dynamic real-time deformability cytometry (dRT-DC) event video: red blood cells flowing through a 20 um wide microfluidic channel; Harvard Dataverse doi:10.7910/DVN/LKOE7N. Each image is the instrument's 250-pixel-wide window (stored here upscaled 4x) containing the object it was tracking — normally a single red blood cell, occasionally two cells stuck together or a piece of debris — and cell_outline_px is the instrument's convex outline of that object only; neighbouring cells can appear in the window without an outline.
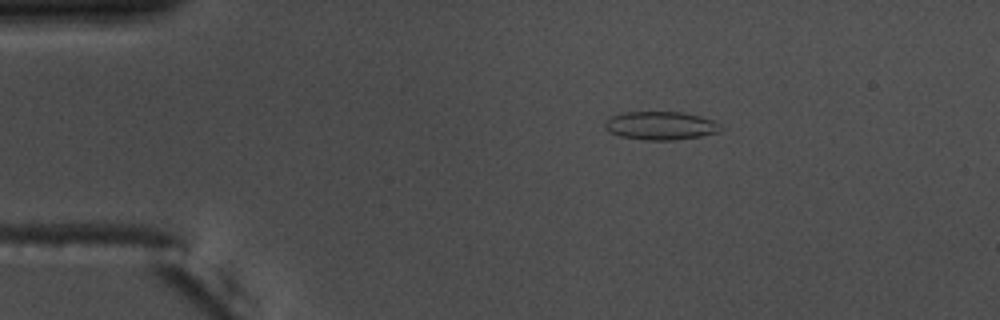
{"species": "common noctule bat (a hibernating species)", "species_latin": "Nyctalus noctula", "temperature_condition": "warm", "stored_images_in_passage": 54, "camera_frame_rate_fps": 3000, "um_per_image_px": 0.085, "animal": {"sex": "male", "body_mass_g": 17.5, "forearm_length_mm": 52.3}, "frame": {"image": 1, "passage_image": 9, "time_ms": 2.667, "image_size_px": [1000, 320], "cell_outline_px": [[720, 128], [716, 132], [700, 136], [672, 140], [644, 140], [620, 136], [604, 128], [604, 120], [612, 116], [624, 112], [680, 112], [700, 116], [712, 120]], "centroid_in_image_um": [56.07, 10.67], "position_along_channel_um": 28.9, "area_um2": 18.79}}
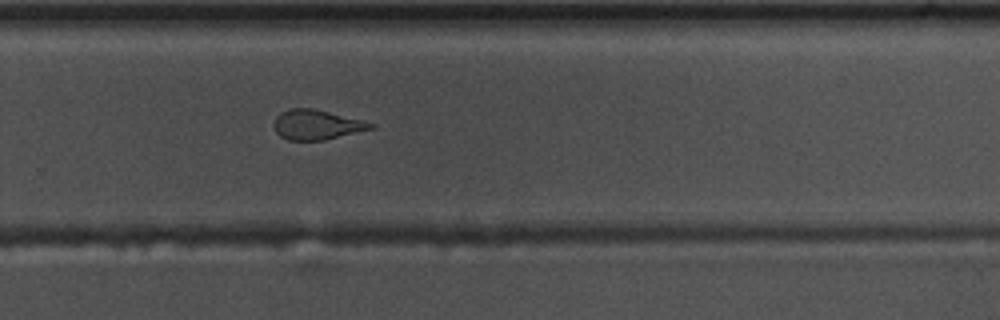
{"frame": {"image": 2, "passage_image": 36, "time_ms": 11.667, "image_size_px": [1000, 320], "cell_outline_px": [[376, 128], [324, 140], [288, 140], [280, 136], [276, 132], [276, 116], [280, 112], [292, 108], [312, 108], [364, 120], [376, 124]], "centroid_in_image_um": [26.97, 10.6], "position_along_channel_um": 302.8, "area_um2": 16.76}}
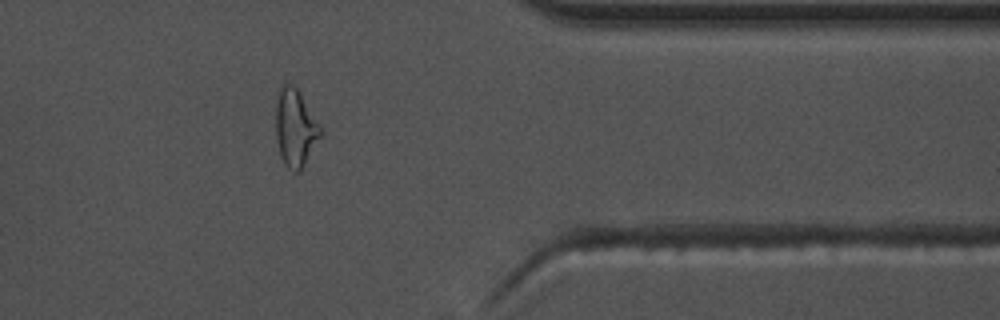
{"frame": {"image": 3, "passage_image": 44, "time_ms": 14.333, "image_size_px": [1000, 320], "cell_outline_px": [[324, 132], [304, 164], [296, 172], [292, 172], [284, 164], [280, 156], [276, 140], [276, 104], [280, 88], [284, 84], [292, 84], [300, 92], [320, 124]], "centroid_in_image_um": [25.11, 10.87], "position_along_channel_um": 386.3, "area_um2": 20.17}, "authors_computed_cell_mechanics": {"area_um2": 18.2937, "velocity_mm_per_s": 3.6924, "shape_relaxation_time_tau1_ms": 8.8418, "shape_relaxation_time_tau2_ms": 1.2671, "deformation_change_tau1": 0.2363, "deformation_change_tau2": 0.0876}}